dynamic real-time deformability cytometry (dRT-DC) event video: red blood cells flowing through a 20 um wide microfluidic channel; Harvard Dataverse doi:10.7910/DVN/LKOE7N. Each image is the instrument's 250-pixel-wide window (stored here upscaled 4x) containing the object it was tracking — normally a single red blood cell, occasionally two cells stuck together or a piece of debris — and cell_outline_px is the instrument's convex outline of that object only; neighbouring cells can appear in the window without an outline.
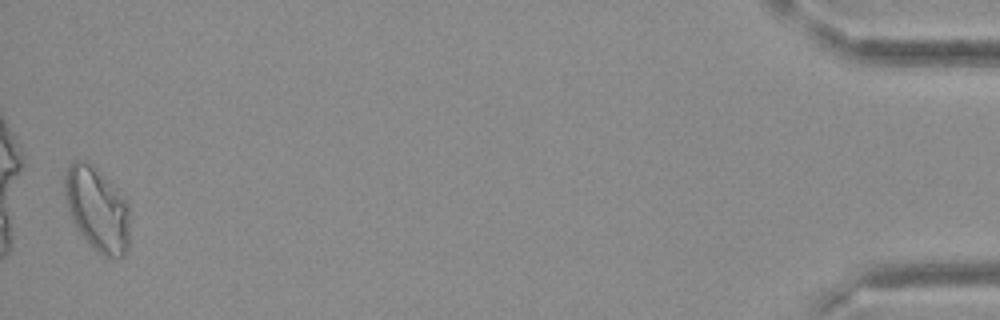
{"species": "Egyptian fruit bat (a non-hibernating species)", "species_latin": "Rousettus aegyptiacus", "temperature_condition": "cold", "stored_images_in_passage": 30, "camera_frame_rate_fps": 3000, "um_per_image_px": 0.085, "frame": {"image": 1, "passage_image": 30, "time_ms": 9.667, "image_size_px": [1000, 320], "cell_outline_px": [[128, 248], [124, 256], [104, 256], [96, 252], [92, 248], [80, 232], [72, 220], [68, 212], [64, 192], [64, 176], [68, 164], [72, 160], [88, 160], [128, 200]], "centroid_in_image_um": [8.23, 17.74], "position_along_channel_um": 427.0, "area_um2": 32.02}}